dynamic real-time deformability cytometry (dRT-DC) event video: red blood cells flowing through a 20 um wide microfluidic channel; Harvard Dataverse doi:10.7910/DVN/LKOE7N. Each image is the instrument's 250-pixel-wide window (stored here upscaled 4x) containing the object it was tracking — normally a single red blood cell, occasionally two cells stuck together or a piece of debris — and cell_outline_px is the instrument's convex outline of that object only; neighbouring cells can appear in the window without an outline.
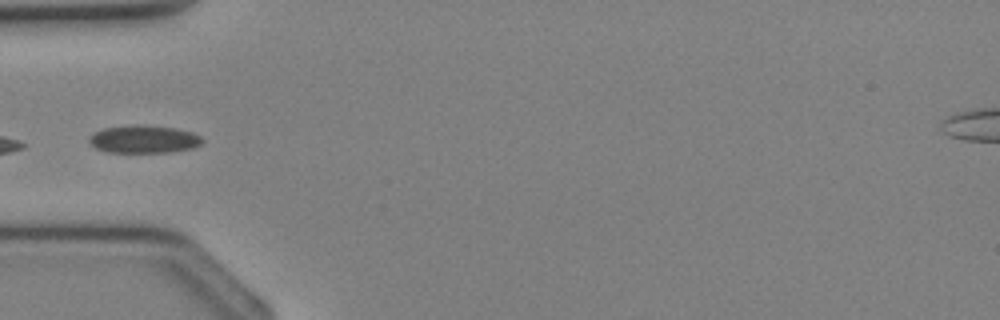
{"species": "Egyptian fruit bat (a non-hibernating species)", "species_latin": "Rousettus aegyptiacus", "temperature_condition": "cold", "stored_images_in_passage": 35, "camera_frame_rate_fps": 3000, "um_per_image_px": 0.085, "animal": {"sex": "female"}, "frame": {"image": 1, "passage_image": 11, "time_ms": 3.333, "image_size_px": [1000, 320], "cell_outline_px": [[204, 140], [200, 144], [192, 148], [172, 152], [108, 152], [96, 148], [88, 144], [88, 136], [92, 132], [104, 128], [136, 124], [144, 124], [176, 128], [192, 132], [200, 136]], "centroid_in_image_um": [12.18, 11.82], "position_along_channel_um": 72.8, "area_um2": 18.61}}
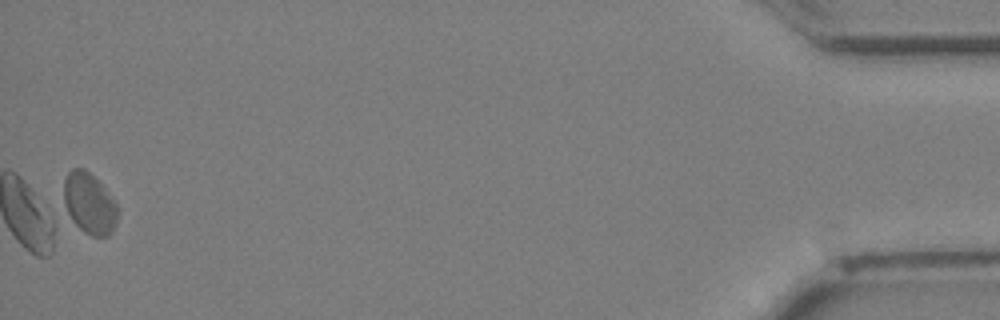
{"frame": {"image": 2, "passage_image": 35, "time_ms": 11.333, "image_size_px": [1000, 320], "cell_outline_px": [[120, 208], [116, 224], [112, 232], [108, 236], [92, 236], [84, 232], [68, 220], [64, 204], [64, 180], [68, 172], [72, 168], [84, 168], [104, 188]], "centroid_in_image_um": [7.58, 17.34], "position_along_channel_um": 427.6, "area_um2": 19.48}}